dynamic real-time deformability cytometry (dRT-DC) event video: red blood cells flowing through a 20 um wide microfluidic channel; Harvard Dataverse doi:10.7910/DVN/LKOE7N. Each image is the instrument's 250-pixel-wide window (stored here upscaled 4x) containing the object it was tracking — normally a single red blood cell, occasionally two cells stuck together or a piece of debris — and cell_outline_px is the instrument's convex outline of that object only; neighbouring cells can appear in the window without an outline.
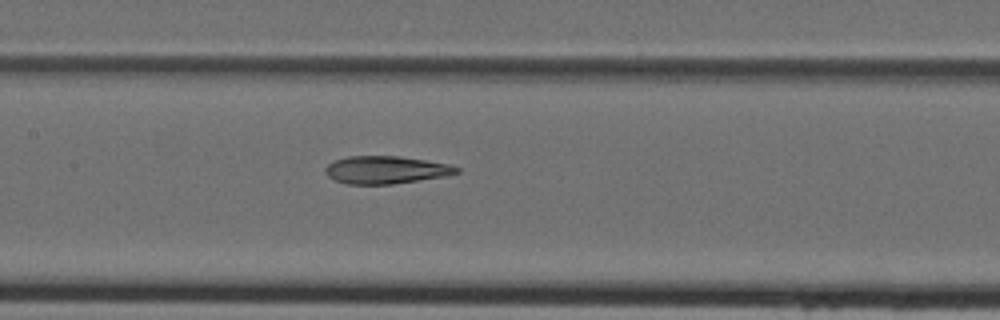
{"species": "Egyptian fruit bat (a non-hibernating species)", "species_latin": "Rousettus aegyptiacus", "temperature_condition": "cold", "stored_images_in_passage": 5, "segment_of_instrument_passage": [1, 2], "camera_frame_rate_fps": 3000, "um_per_image_px": 0.085, "animal": {"sex": "female"}, "frame": {"image": 1, "passage_image": 4, "time_ms": 1.0, "image_size_px": [1000, 320], "cell_outline_px": [[460, 172], [448, 176], [392, 184], [348, 184], [336, 180], [328, 176], [324, 172], [324, 168], [328, 164], [336, 160], [348, 156], [400, 156], [448, 164], [460, 168]], "centroid_in_image_um": [32.81, 14.44], "position_along_channel_um": 174.6, "area_um2": 21.15}}